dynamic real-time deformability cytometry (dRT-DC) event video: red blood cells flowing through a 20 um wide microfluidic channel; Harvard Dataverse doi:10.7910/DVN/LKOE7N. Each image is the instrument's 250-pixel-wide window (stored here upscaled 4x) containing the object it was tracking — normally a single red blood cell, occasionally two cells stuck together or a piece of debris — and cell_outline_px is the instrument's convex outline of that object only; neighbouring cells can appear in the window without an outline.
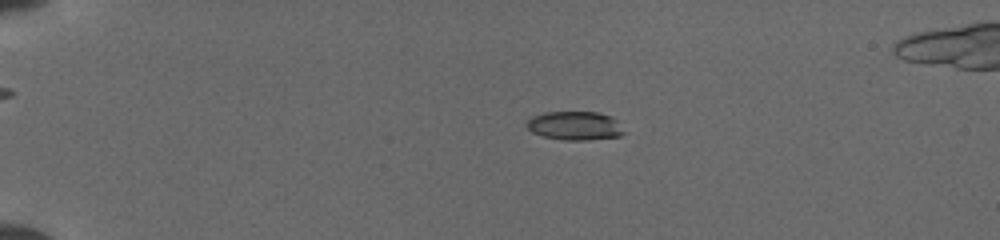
{"species": "common noctule bat (a hibernating species)", "species_latin": "Nyctalus noctula", "temperature_condition": "cold", "stored_images_in_passage": 39, "camera_frame_rate_fps": 3000, "um_per_image_px": 0.085, "animal": {"sex": "female", "body_mass_g": 19.5, "forearm_length_mm": 54.1}, "frame": {"image": 1, "passage_image": 10, "time_ms": 4.0, "image_size_px": [1000, 240], "cell_outline_px": [[624, 132], [620, 136], [584, 140], [560, 140], [544, 136], [532, 132], [528, 128], [528, 120], [532, 116], [544, 112], [596, 112], [612, 116], [616, 120]], "centroid_in_image_um": [48.86, 10.68], "position_along_channel_um": 36.1, "area_um2": 16.13}}
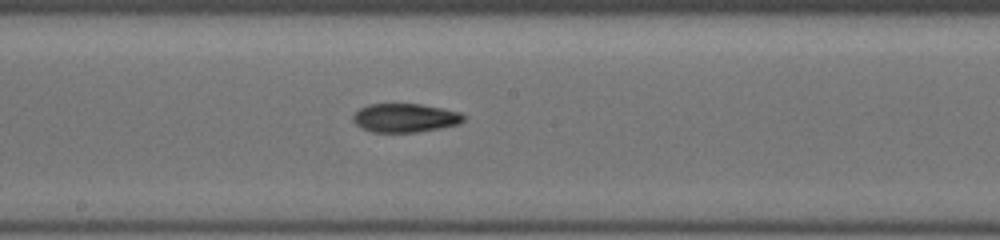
{"frame": {"image": 2, "passage_image": 29, "time_ms": 10.0, "image_size_px": [1000, 240], "cell_outline_px": [[464, 120], [460, 124], [420, 132], [372, 132], [356, 124], [352, 120], [352, 116], [360, 108], [368, 104], [420, 104], [460, 112], [464, 116]], "centroid_in_image_um": [34.43, 10.02], "position_along_channel_um": 213.8, "area_um2": 18.44}}
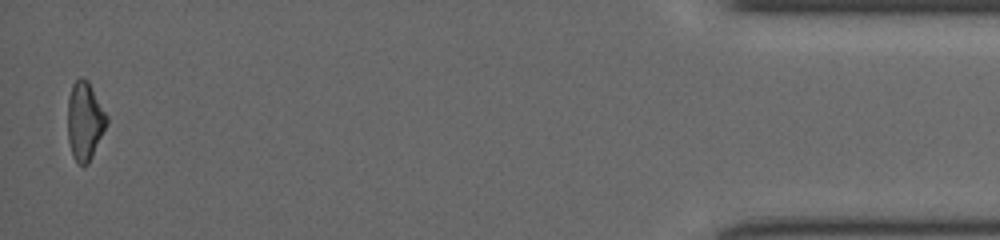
{"frame": {"image": 3, "passage_image": 39, "time_ms": 17.0, "image_size_px": [1000, 240], "cell_outline_px": [[108, 120], [92, 156], [88, 164], [80, 164], [72, 156], [68, 140], [68, 96], [72, 84], [76, 80], [88, 80], [108, 116]], "centroid_in_image_um": [7.19, 10.28], "position_along_channel_um": 428.0, "area_um2": 17.51}}